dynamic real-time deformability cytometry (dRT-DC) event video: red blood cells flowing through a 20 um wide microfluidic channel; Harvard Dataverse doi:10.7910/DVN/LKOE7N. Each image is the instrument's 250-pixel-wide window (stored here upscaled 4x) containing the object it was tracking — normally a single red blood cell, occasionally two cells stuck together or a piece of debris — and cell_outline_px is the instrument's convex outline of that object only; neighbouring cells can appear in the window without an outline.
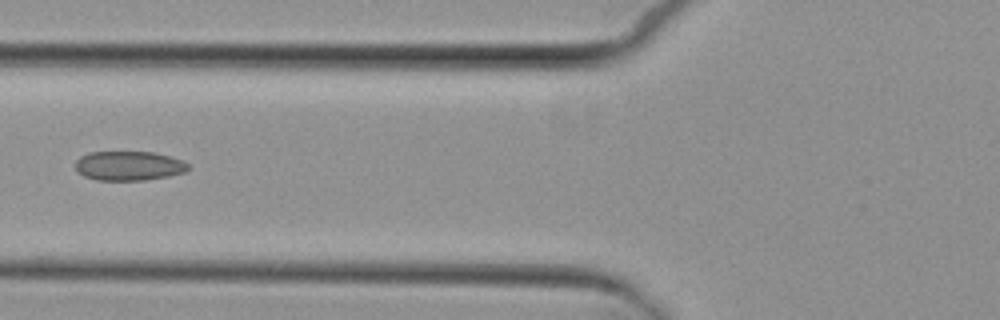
{"species": "common noctule bat (a hibernating species)", "species_latin": "Nyctalus noctula", "temperature_condition": "cold", "stored_images_in_passage": 7, "camera_frame_rate_fps": 3000, "um_per_image_px": 0.085, "animal": {"sex": "female", "body_mass_g": 29.2, "forearm_length_mm": 56.3}, "frame": {"image": 1, "passage_image": 7, "time_ms": 7.0, "image_size_px": [1000, 320], "cell_outline_px": [[188, 168], [184, 172], [168, 176], [144, 180], [96, 180], [84, 176], [76, 172], [76, 160], [80, 156], [88, 152], [152, 152], [172, 156], [184, 160], [188, 164]], "centroid_in_image_um": [10.93, 14.09], "position_along_channel_um": 114.9, "area_um2": 19.42}}